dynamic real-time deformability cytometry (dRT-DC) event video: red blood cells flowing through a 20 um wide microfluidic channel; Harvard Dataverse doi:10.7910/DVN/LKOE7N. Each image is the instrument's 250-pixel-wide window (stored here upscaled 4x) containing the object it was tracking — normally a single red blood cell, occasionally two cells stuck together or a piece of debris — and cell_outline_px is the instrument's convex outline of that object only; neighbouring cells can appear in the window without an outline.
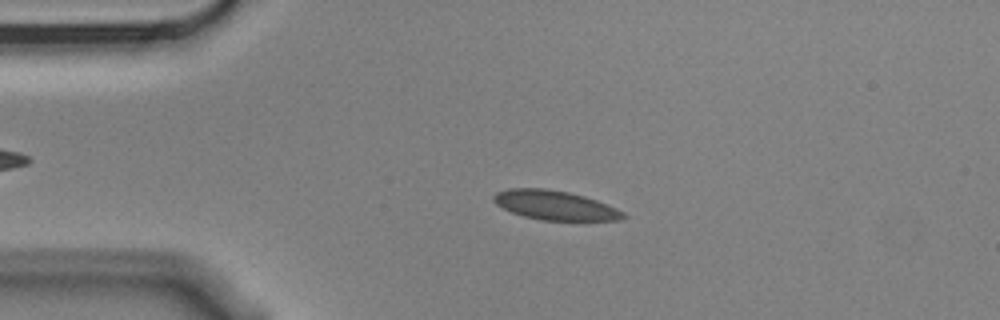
{"species": "Egyptian fruit bat (a non-hibernating species)", "species_latin": "Rousettus aegyptiacus", "temperature_condition": "cold", "stored_images_in_passage": 3, "camera_frame_rate_fps": 3000, "um_per_image_px": 0.085, "animal": {"sex": "male"}, "frame": {"image": 1, "passage_image": 2, "time_ms": 0.333, "image_size_px": [1000, 320], "cell_outline_px": [[628, 216], [620, 220], [540, 220], [524, 216], [512, 212], [496, 204], [492, 200], [492, 196], [496, 192], [508, 188], [544, 188], [568, 192], [584, 196], [596, 200], [616, 208], [624, 212]], "centroid_in_image_um": [47.16, 17.44], "position_along_channel_um": 37.8, "area_um2": 22.08}}